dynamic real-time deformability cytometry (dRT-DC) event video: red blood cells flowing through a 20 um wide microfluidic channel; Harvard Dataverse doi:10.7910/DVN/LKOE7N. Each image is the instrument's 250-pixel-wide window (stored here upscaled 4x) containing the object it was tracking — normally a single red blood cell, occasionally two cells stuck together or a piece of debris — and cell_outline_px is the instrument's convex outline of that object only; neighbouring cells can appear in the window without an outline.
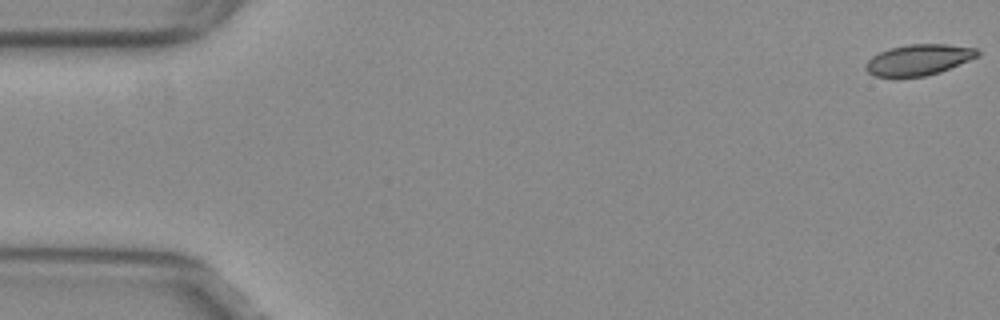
{"species": "common noctule bat (a hibernating species)", "species_latin": "Nyctalus noctula", "temperature_condition": "warm", "stored_images_in_passage": 54, "camera_frame_rate_fps": 3000, "um_per_image_px": 0.085, "animal": {"sex": "female", "body_mass_g": 29.2, "forearm_length_mm": 56.3}, "frame": {"image": 1, "passage_image": 1, "time_ms": 0.0, "image_size_px": [1000, 320], "cell_outline_px": [[980, 56], [940, 72], [924, 76], [876, 76], [868, 72], [864, 68], [864, 64], [872, 56], [888, 48], [908, 44], [948, 44], [976, 48], [980, 52]], "centroid_in_image_um": [78.1, 5.06], "position_along_channel_um": 6.9, "area_um2": 20.11}}
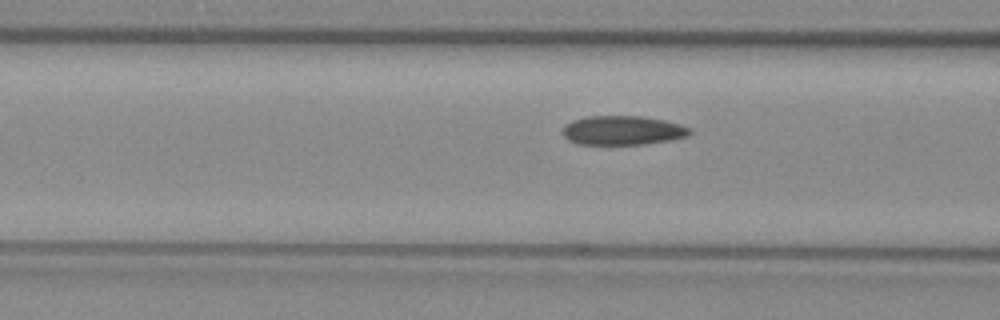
{"frame": {"image": 2, "passage_image": 21, "time_ms": 6.667, "image_size_px": [1000, 320], "cell_outline_px": [[692, 132], [688, 136], [668, 140], [644, 144], [580, 144], [568, 140], [564, 136], [564, 124], [572, 120], [588, 116], [644, 116], [664, 120], [680, 124], [692, 128]], "centroid_in_image_um": [52.95, 11.07], "position_along_channel_um": 113.7, "area_um2": 21.62}}
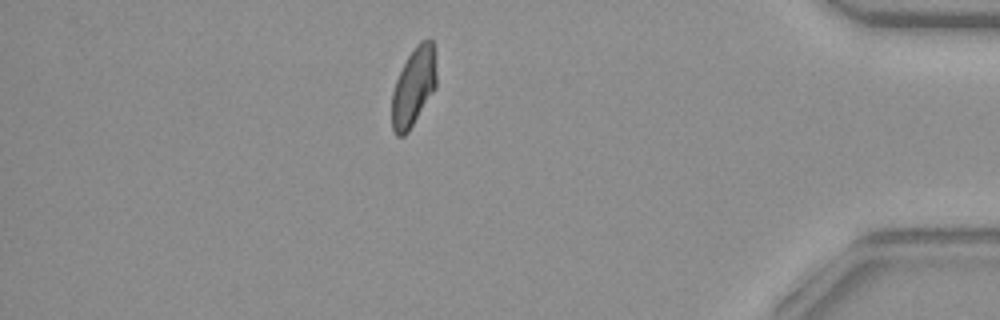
{"frame": {"image": 3, "passage_image": 47, "time_ms": 15.333, "image_size_px": [1000, 320], "cell_outline_px": [[436, 88], [408, 132], [404, 136], [396, 136], [392, 128], [392, 92], [396, 80], [408, 56], [416, 44], [420, 40], [428, 36], [432, 40], [436, 52]], "centroid_in_image_um": [35.18, 7.33], "position_along_channel_um": 400.0, "area_um2": 20.69}, "authors_computed_cell_mechanics": {"area_um2": 21.3571, "velocity_mm_per_s": 3.8139, "shape_relaxation_time_tau1_ms": null, "shape_relaxation_time_tau2_ms": 1.6048, "deformation_change_tau1": null, "deformation_change_tau2": 0.0655}}